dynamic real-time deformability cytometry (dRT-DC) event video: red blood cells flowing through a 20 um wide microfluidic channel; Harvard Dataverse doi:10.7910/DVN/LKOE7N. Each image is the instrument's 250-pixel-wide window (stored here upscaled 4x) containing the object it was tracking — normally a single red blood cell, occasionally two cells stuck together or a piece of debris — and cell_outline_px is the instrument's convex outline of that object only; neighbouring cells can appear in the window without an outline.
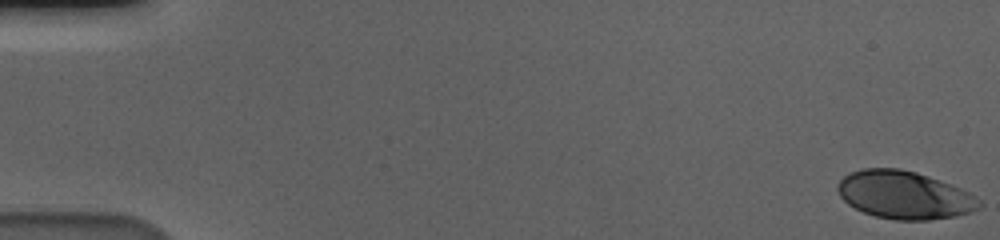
{"species": "human", "species_latin": "Homo sapiens", "temperature_condition": "cold", "stored_images_in_passage": 59, "camera_frame_rate_fps": 3000, "um_per_image_px": 0.085, "donor": {"sex": "male"}, "frame": {"image": 1, "passage_image": 1, "time_ms": 0.0, "image_size_px": [1000, 240], "cell_outline_px": [[984, 204], [980, 208], [956, 216], [928, 220], [896, 220], [876, 216], [864, 212], [848, 204], [840, 196], [836, 188], [836, 184], [848, 172], [864, 168], [900, 168], [916, 172], [928, 176], [960, 188], [976, 196]], "centroid_in_image_um": [76.86, 16.57], "position_along_channel_um": 8.1, "area_um2": 39.54}}
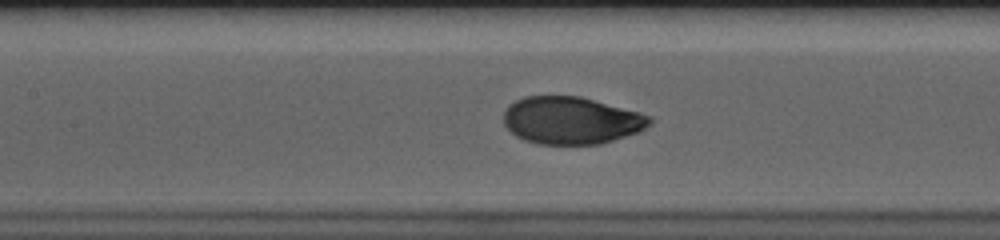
{"frame": {"image": 2, "passage_image": 28, "time_ms": 9.0, "image_size_px": [1000, 240], "cell_outline_px": [[652, 124], [640, 132], [600, 144], [536, 144], [524, 140], [516, 136], [504, 124], [504, 112], [508, 104], [524, 96], [580, 96], [640, 112], [652, 116]], "centroid_in_image_um": [48.58, 10.23], "position_along_channel_um": 158.8, "area_um2": 40.63}}
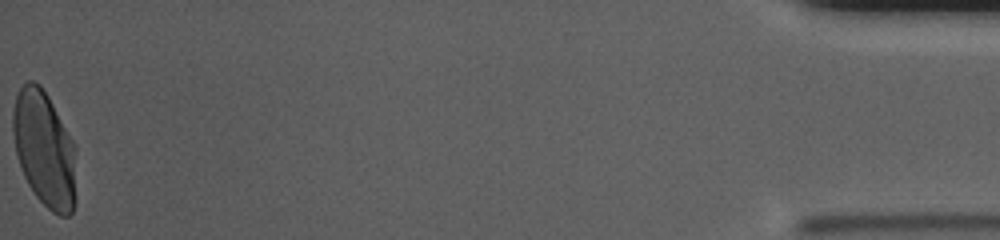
{"frame": {"image": 3, "passage_image": 59, "time_ms": 19.333, "image_size_px": [1000, 240], "cell_outline_px": [[76, 148], [72, 212], [68, 216], [60, 216], [52, 212], [36, 196], [28, 184], [20, 168], [16, 156], [12, 132], [12, 112], [16, 96], [20, 88], [28, 80], [32, 80], [40, 84], [48, 96], [72, 140]], "centroid_in_image_um": [3.73, 12.64], "position_along_channel_um": 431.5, "area_um2": 42.43}, "authors_computed_cell_mechanics": {"area_um2": 40.6912, "velocity_mm_per_s": 3.5607, "shape_relaxation_time_tau1_ms": 3.05, "shape_relaxation_time_tau2_ms": null, "deformation_change_tau1": 0.1562, "deformation_change_tau2": null}}